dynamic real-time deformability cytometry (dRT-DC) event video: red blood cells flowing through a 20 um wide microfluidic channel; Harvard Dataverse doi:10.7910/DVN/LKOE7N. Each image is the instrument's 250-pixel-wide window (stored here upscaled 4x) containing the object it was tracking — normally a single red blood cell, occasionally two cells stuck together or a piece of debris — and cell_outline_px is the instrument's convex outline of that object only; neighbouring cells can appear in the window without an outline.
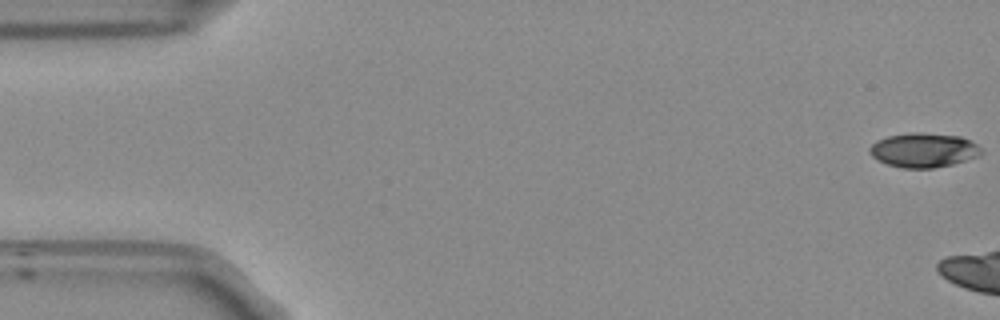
{"species": "Egyptian fruit bat (a non-hibernating species)", "species_latin": "Rousettus aegyptiacus", "temperature_condition": "room temperature", "stored_images_in_passage": 9, "camera_frame_rate_fps": 3000, "um_per_image_px": 0.085, "frame": {"image": 1, "passage_image": 1, "time_ms": 0.0, "image_size_px": [1000, 320], "cell_outline_px": [[984, 152], [976, 156], [952, 164], [932, 168], [900, 168], [876, 160], [868, 152], [868, 148], [876, 140], [888, 136], [912, 132], [920, 132], [960, 136], [976, 144]], "centroid_in_image_um": [78.45, 12.76], "position_along_channel_um": 6.6, "area_um2": 22.31}}